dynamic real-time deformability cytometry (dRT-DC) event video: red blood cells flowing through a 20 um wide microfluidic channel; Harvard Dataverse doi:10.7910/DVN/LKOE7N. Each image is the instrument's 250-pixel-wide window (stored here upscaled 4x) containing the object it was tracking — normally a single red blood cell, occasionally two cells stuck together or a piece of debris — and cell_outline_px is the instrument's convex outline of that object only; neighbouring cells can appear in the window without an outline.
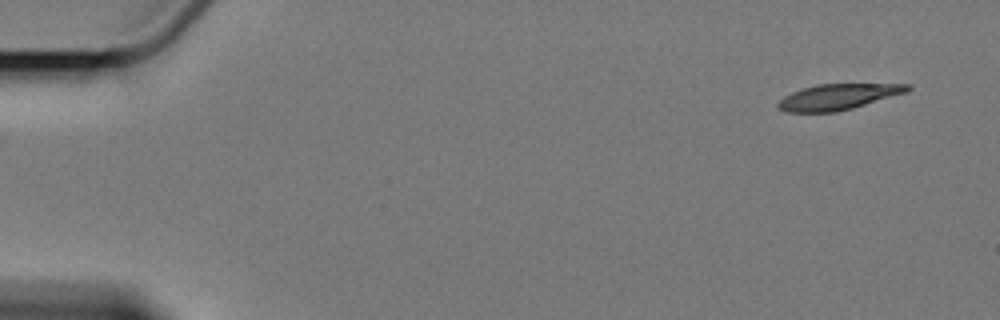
{"species": "Egyptian fruit bat (a non-hibernating species)", "species_latin": "Rousettus aegyptiacus", "temperature_condition": "cold", "stored_images_in_passage": 16, "camera_frame_rate_fps": 3000, "um_per_image_px": 0.085, "animal": {"sex": "female"}, "frame": {"image": 1, "passage_image": 1, "time_ms": 0.0, "image_size_px": [1000, 320], "cell_outline_px": [[912, 88], [908, 92], [852, 108], [836, 112], [784, 112], [776, 108], [776, 104], [784, 96], [792, 92], [816, 84], [912, 84]], "centroid_in_image_um": [71.23, 8.23], "position_along_channel_um": 13.8, "area_um2": 19.48}}
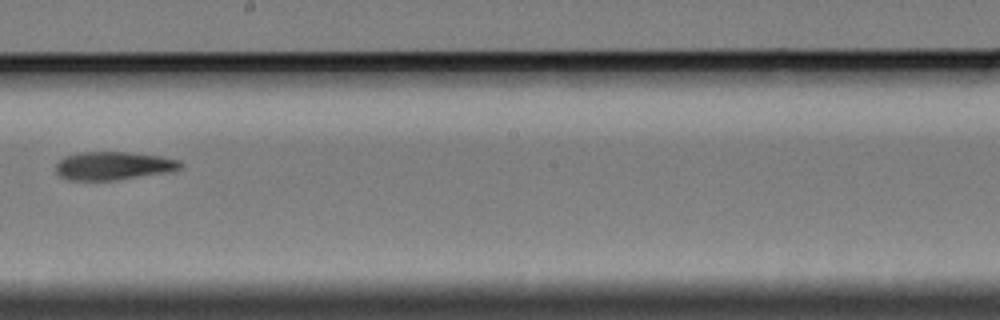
{"frame": {"image": 2, "passage_image": 9, "time_ms": 10.333, "image_size_px": [1000, 320], "cell_outline_px": [[184, 168], [176, 172], [116, 180], [68, 180], [60, 176], [56, 172], [56, 164], [64, 156], [80, 152], [128, 152], [160, 156], [180, 160], [184, 164]], "centroid_in_image_um": [9.73, 14.1], "position_along_channel_um": 238.5, "area_um2": 20.98}}
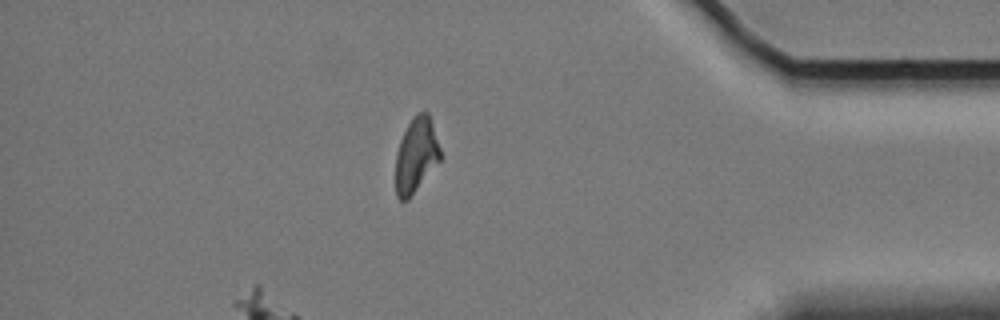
{"frame": {"image": 3, "passage_image": 14, "time_ms": 16.0, "image_size_px": [1000, 320], "cell_outline_px": [[440, 160], [408, 200], [400, 200], [396, 196], [396, 152], [400, 140], [408, 124], [416, 112], [428, 112], [440, 148]], "centroid_in_image_um": [35.35, 13.19], "position_along_channel_um": 399.8, "area_um2": 19.25}}